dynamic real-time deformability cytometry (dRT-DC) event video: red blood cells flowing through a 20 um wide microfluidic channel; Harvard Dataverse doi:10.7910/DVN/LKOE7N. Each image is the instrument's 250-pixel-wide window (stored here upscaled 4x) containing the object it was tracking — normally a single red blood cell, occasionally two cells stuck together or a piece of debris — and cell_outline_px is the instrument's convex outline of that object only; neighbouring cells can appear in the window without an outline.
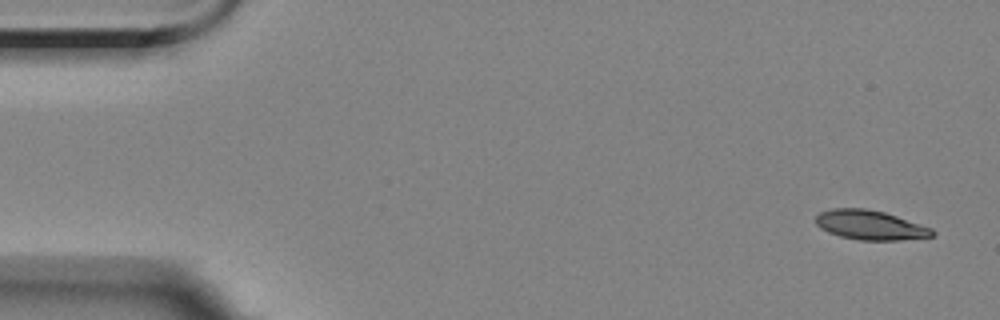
{"species": "Egyptian fruit bat (a non-hibernating species)", "species_latin": "Rousettus aegyptiacus", "temperature_condition": "room temperature", "stored_images_in_passage": 5, "segment_of_instrument_passage": [1, 2], "camera_frame_rate_fps": 3000, "um_per_image_px": 0.085, "animal": {"sex": "female"}, "frame": {"image": 1, "passage_image": 1, "time_ms": 0.0, "image_size_px": [1000, 320], "cell_outline_px": [[936, 232], [932, 236], [900, 240], [860, 240], [840, 236], [828, 232], [820, 228], [816, 224], [816, 216], [820, 212], [832, 208], [864, 208], [884, 212], [932, 228]], "centroid_in_image_um": [73.95, 19.13], "position_along_channel_um": 11.1, "area_um2": 19.88}}